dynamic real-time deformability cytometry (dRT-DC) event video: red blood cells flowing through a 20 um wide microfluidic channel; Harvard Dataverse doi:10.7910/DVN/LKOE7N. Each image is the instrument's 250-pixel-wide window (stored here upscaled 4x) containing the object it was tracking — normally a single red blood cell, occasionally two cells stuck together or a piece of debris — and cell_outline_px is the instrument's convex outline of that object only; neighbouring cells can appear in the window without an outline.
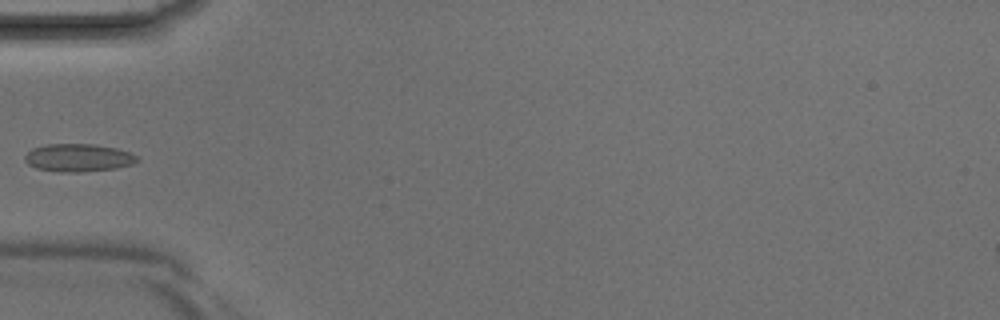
{"species": "Egyptian fruit bat (a non-hibernating species)", "species_latin": "Rousettus aegyptiacus", "temperature_condition": "room temperature", "stored_images_in_passage": 3, "camera_frame_rate_fps": 3000, "um_per_image_px": 0.085, "animal": {"sex": "male"}, "frame": {"image": 1, "passage_image": 3, "time_ms": 0.667, "image_size_px": [1000, 320], "cell_outline_px": [[140, 160], [132, 164], [116, 168], [80, 172], [60, 172], [36, 168], [28, 164], [24, 160], [24, 156], [32, 148], [48, 144], [96, 144], [116, 148], [128, 152], [136, 156]], "centroid_in_image_um": [6.64, 13.4], "position_along_channel_um": 78.4, "area_um2": 18.21}}